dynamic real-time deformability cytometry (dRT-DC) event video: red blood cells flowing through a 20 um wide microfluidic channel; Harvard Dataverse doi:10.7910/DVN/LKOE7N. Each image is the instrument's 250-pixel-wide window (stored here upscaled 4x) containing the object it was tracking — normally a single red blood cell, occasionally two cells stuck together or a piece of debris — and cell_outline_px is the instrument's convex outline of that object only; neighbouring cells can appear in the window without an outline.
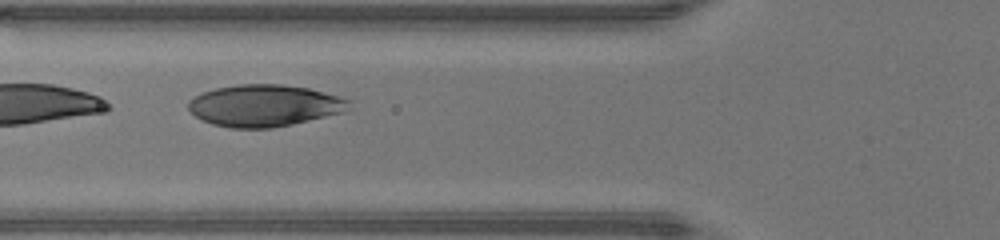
{"species": "human", "species_latin": "Homo sapiens", "temperature_condition": "warm", "stored_images_in_passage": 28, "camera_frame_rate_fps": 3000, "um_per_image_px": 0.085, "donor": {"sex": "male"}, "frame": {"image": 1, "passage_image": 12, "time_ms": 3.667, "image_size_px": [1000, 240], "cell_outline_px": [[352, 100], [348, 108], [344, 112], [292, 124], [272, 128], [232, 128], [212, 124], [196, 116], [188, 108], [188, 100], [204, 92], [216, 88], [240, 84], [280, 84], [308, 88]], "centroid_in_image_um": [22.48, 8.97], "position_along_channel_um": 103.3, "area_um2": 38.9}}
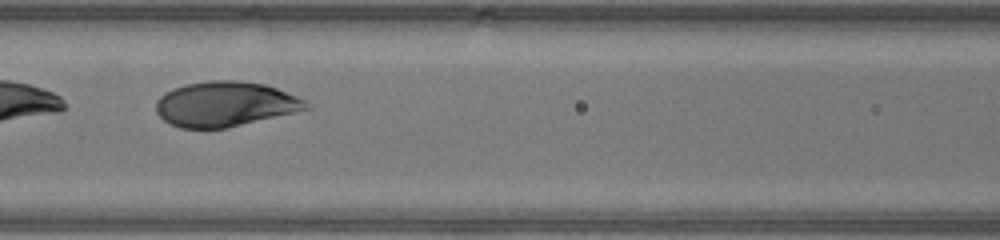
{"frame": {"image": 2, "passage_image": 15, "time_ms": 4.667, "image_size_px": [1000, 240], "cell_outline_px": [[312, 108], [296, 112], [228, 128], [180, 128], [164, 120], [156, 112], [156, 100], [164, 92], [172, 88], [188, 84], [208, 80], [240, 80], [264, 84], [276, 88], [296, 96], [312, 104]], "centroid_in_image_um": [19.15, 8.84], "position_along_channel_um": 147.5, "area_um2": 39.54}}
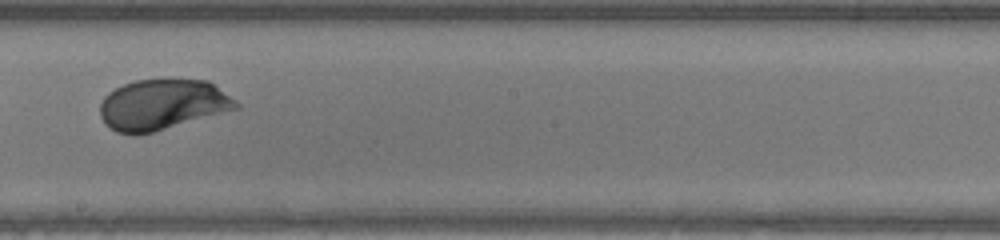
{"frame": {"image": 3, "passage_image": 21, "time_ms": 6.667, "image_size_px": [1000, 240], "cell_outline_px": [[240, 108], [152, 132], [136, 136], [132, 136], [116, 132], [100, 116], [100, 104], [104, 96], [108, 92], [124, 84], [136, 80], [172, 76], [208, 80], [236, 100], [240, 104]], "centroid_in_image_um": [13.82, 8.85], "position_along_channel_um": 234.4, "area_um2": 40.92}}